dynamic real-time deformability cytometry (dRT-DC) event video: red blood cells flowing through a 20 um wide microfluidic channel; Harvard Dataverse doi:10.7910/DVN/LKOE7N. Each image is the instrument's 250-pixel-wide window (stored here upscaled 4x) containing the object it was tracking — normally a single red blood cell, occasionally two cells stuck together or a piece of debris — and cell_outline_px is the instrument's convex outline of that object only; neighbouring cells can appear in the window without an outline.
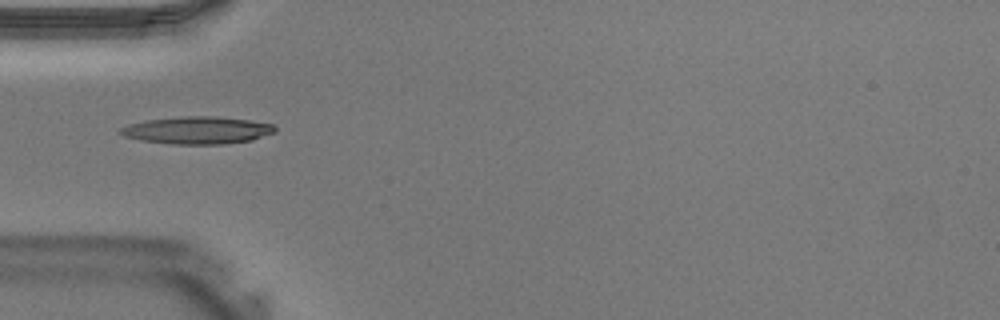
{"species": "Egyptian fruit bat (a non-hibernating species)", "species_latin": "Rousettus aegyptiacus", "temperature_condition": "warm", "stored_images_in_passage": 29, "camera_frame_rate_fps": 3000, "um_per_image_px": 0.085, "animal": {"sex": "male"}, "frame": {"image": 1, "passage_image": 1, "time_ms": 0.0, "image_size_px": [1000, 320], "cell_outline_px": [[276, 132], [252, 140], [224, 144], [172, 144], [140, 140], [124, 136], [116, 132], [120, 128], [128, 124], [148, 120], [180, 116], [216, 116], [252, 120], [272, 124], [276, 128]], "centroid_in_image_um": [16.77, 11.07], "position_along_channel_um": 68.2, "area_um2": 24.85}}
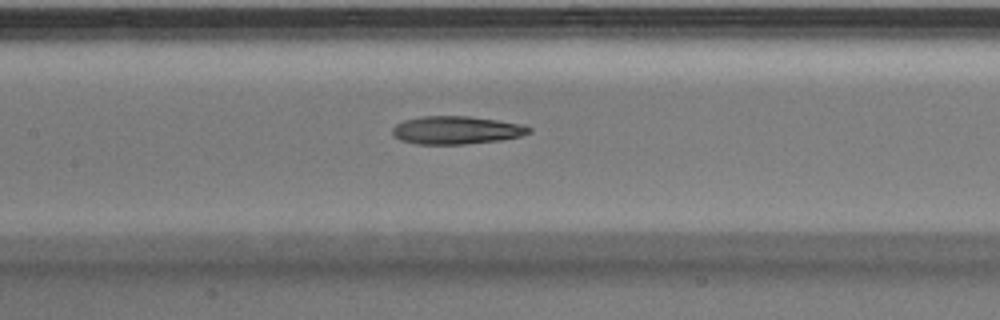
{"frame": {"image": 2, "passage_image": 7, "time_ms": 2.0, "image_size_px": [1000, 320], "cell_outline_px": [[532, 132], [520, 136], [500, 140], [464, 144], [416, 144], [400, 140], [392, 136], [392, 128], [396, 124], [404, 120], [420, 116], [468, 116], [524, 124], [532, 128]], "centroid_in_image_um": [38.77, 11.06], "position_along_channel_um": 168.6, "area_um2": 22.43}}
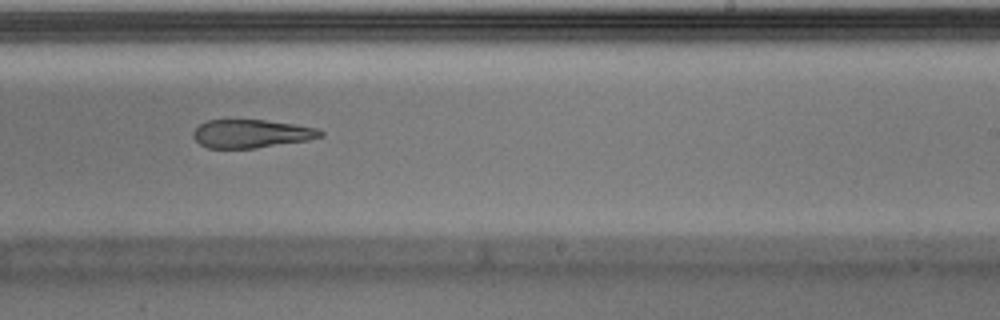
{"frame": {"image": 3, "passage_image": 13, "time_ms": 4.0, "image_size_px": [1000, 320], "cell_outline_px": [[324, 136], [308, 140], [256, 148], [208, 148], [200, 144], [192, 136], [192, 132], [200, 124], [208, 120], [264, 120], [320, 128], [324, 132]], "centroid_in_image_um": [21.38, 11.36], "position_along_channel_um": 267.6, "area_um2": 20.98}}